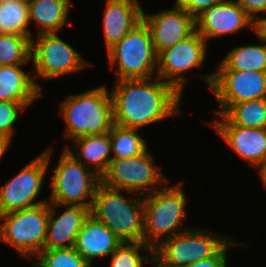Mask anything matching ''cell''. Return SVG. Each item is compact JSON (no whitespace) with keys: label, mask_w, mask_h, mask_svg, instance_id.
<instances>
[{"label":"cell","mask_w":266,"mask_h":267,"mask_svg":"<svg viewBox=\"0 0 266 267\" xmlns=\"http://www.w3.org/2000/svg\"><path fill=\"white\" fill-rule=\"evenodd\" d=\"M256 30L266 40V16L261 17V20L257 23Z\"/></svg>","instance_id":"obj_35"},{"label":"cell","mask_w":266,"mask_h":267,"mask_svg":"<svg viewBox=\"0 0 266 267\" xmlns=\"http://www.w3.org/2000/svg\"><path fill=\"white\" fill-rule=\"evenodd\" d=\"M21 65L0 66V101H14L26 108L41 96V87Z\"/></svg>","instance_id":"obj_20"},{"label":"cell","mask_w":266,"mask_h":267,"mask_svg":"<svg viewBox=\"0 0 266 267\" xmlns=\"http://www.w3.org/2000/svg\"><path fill=\"white\" fill-rule=\"evenodd\" d=\"M105 6L103 34L108 50L142 20L143 9L138 0H107Z\"/></svg>","instance_id":"obj_18"},{"label":"cell","mask_w":266,"mask_h":267,"mask_svg":"<svg viewBox=\"0 0 266 267\" xmlns=\"http://www.w3.org/2000/svg\"><path fill=\"white\" fill-rule=\"evenodd\" d=\"M107 55L111 69L117 65L116 80L156 76L157 54L150 30L143 20L109 48Z\"/></svg>","instance_id":"obj_5"},{"label":"cell","mask_w":266,"mask_h":267,"mask_svg":"<svg viewBox=\"0 0 266 267\" xmlns=\"http://www.w3.org/2000/svg\"><path fill=\"white\" fill-rule=\"evenodd\" d=\"M111 255L109 267H143V260L154 258V249L144 242H123Z\"/></svg>","instance_id":"obj_28"},{"label":"cell","mask_w":266,"mask_h":267,"mask_svg":"<svg viewBox=\"0 0 266 267\" xmlns=\"http://www.w3.org/2000/svg\"><path fill=\"white\" fill-rule=\"evenodd\" d=\"M37 256L34 267H92L74 247L44 249Z\"/></svg>","instance_id":"obj_29"},{"label":"cell","mask_w":266,"mask_h":267,"mask_svg":"<svg viewBox=\"0 0 266 267\" xmlns=\"http://www.w3.org/2000/svg\"><path fill=\"white\" fill-rule=\"evenodd\" d=\"M227 237L206 228H188L164 240L154 249V257L166 267H188L216 256L232 240Z\"/></svg>","instance_id":"obj_8"},{"label":"cell","mask_w":266,"mask_h":267,"mask_svg":"<svg viewBox=\"0 0 266 267\" xmlns=\"http://www.w3.org/2000/svg\"><path fill=\"white\" fill-rule=\"evenodd\" d=\"M123 242L90 215L79 231L74 248L92 266L96 258L111 255Z\"/></svg>","instance_id":"obj_19"},{"label":"cell","mask_w":266,"mask_h":267,"mask_svg":"<svg viewBox=\"0 0 266 267\" xmlns=\"http://www.w3.org/2000/svg\"><path fill=\"white\" fill-rule=\"evenodd\" d=\"M182 187V182L165 185L144 196V243L153 249L190 228L181 226L187 216Z\"/></svg>","instance_id":"obj_4"},{"label":"cell","mask_w":266,"mask_h":267,"mask_svg":"<svg viewBox=\"0 0 266 267\" xmlns=\"http://www.w3.org/2000/svg\"><path fill=\"white\" fill-rule=\"evenodd\" d=\"M99 184L90 215L105 224L122 242H144V196Z\"/></svg>","instance_id":"obj_2"},{"label":"cell","mask_w":266,"mask_h":267,"mask_svg":"<svg viewBox=\"0 0 266 267\" xmlns=\"http://www.w3.org/2000/svg\"><path fill=\"white\" fill-rule=\"evenodd\" d=\"M242 246L244 247L243 243L233 242L232 240L214 257L207 258L201 261H197L188 267H228L227 266V251L232 248L233 246Z\"/></svg>","instance_id":"obj_32"},{"label":"cell","mask_w":266,"mask_h":267,"mask_svg":"<svg viewBox=\"0 0 266 267\" xmlns=\"http://www.w3.org/2000/svg\"><path fill=\"white\" fill-rule=\"evenodd\" d=\"M257 170H259V175L261 177L264 188L266 189V162Z\"/></svg>","instance_id":"obj_36"},{"label":"cell","mask_w":266,"mask_h":267,"mask_svg":"<svg viewBox=\"0 0 266 267\" xmlns=\"http://www.w3.org/2000/svg\"><path fill=\"white\" fill-rule=\"evenodd\" d=\"M57 34L43 33L36 35V40L31 39V62L36 77L55 79L92 65Z\"/></svg>","instance_id":"obj_10"},{"label":"cell","mask_w":266,"mask_h":267,"mask_svg":"<svg viewBox=\"0 0 266 267\" xmlns=\"http://www.w3.org/2000/svg\"><path fill=\"white\" fill-rule=\"evenodd\" d=\"M26 107L14 101H0V136L11 142L14 134V123L19 119V111H24Z\"/></svg>","instance_id":"obj_30"},{"label":"cell","mask_w":266,"mask_h":267,"mask_svg":"<svg viewBox=\"0 0 266 267\" xmlns=\"http://www.w3.org/2000/svg\"><path fill=\"white\" fill-rule=\"evenodd\" d=\"M223 115L235 126L266 128V98L233 104Z\"/></svg>","instance_id":"obj_25"},{"label":"cell","mask_w":266,"mask_h":267,"mask_svg":"<svg viewBox=\"0 0 266 267\" xmlns=\"http://www.w3.org/2000/svg\"><path fill=\"white\" fill-rule=\"evenodd\" d=\"M72 141L77 145L74 144L75 152L69 146H65L69 153L101 177L113 159L110 155L112 153L110 131L102 135L82 136Z\"/></svg>","instance_id":"obj_21"},{"label":"cell","mask_w":266,"mask_h":267,"mask_svg":"<svg viewBox=\"0 0 266 267\" xmlns=\"http://www.w3.org/2000/svg\"><path fill=\"white\" fill-rule=\"evenodd\" d=\"M55 207L54 203H49L45 249L74 247L79 231L83 227L86 219L90 216L91 208L67 205L63 206L67 209L56 216Z\"/></svg>","instance_id":"obj_17"},{"label":"cell","mask_w":266,"mask_h":267,"mask_svg":"<svg viewBox=\"0 0 266 267\" xmlns=\"http://www.w3.org/2000/svg\"><path fill=\"white\" fill-rule=\"evenodd\" d=\"M11 142L3 136H0V160L9 149Z\"/></svg>","instance_id":"obj_34"},{"label":"cell","mask_w":266,"mask_h":267,"mask_svg":"<svg viewBox=\"0 0 266 267\" xmlns=\"http://www.w3.org/2000/svg\"><path fill=\"white\" fill-rule=\"evenodd\" d=\"M209 123L217 134L247 165L257 169L266 162V128H245L233 125L223 114ZM221 117V118H220Z\"/></svg>","instance_id":"obj_15"},{"label":"cell","mask_w":266,"mask_h":267,"mask_svg":"<svg viewBox=\"0 0 266 267\" xmlns=\"http://www.w3.org/2000/svg\"><path fill=\"white\" fill-rule=\"evenodd\" d=\"M237 2L256 25L261 20L260 13H266V0H237Z\"/></svg>","instance_id":"obj_33"},{"label":"cell","mask_w":266,"mask_h":267,"mask_svg":"<svg viewBox=\"0 0 266 267\" xmlns=\"http://www.w3.org/2000/svg\"><path fill=\"white\" fill-rule=\"evenodd\" d=\"M206 40L195 31L188 38L168 47L157 55L158 76L170 84L181 96L187 77H184L191 68H197L206 60Z\"/></svg>","instance_id":"obj_13"},{"label":"cell","mask_w":266,"mask_h":267,"mask_svg":"<svg viewBox=\"0 0 266 267\" xmlns=\"http://www.w3.org/2000/svg\"><path fill=\"white\" fill-rule=\"evenodd\" d=\"M154 162L147 149L137 156L112 159L101 175L100 183L130 194L136 193L142 196L151 194L168 181ZM148 189L150 192H147Z\"/></svg>","instance_id":"obj_9"},{"label":"cell","mask_w":266,"mask_h":267,"mask_svg":"<svg viewBox=\"0 0 266 267\" xmlns=\"http://www.w3.org/2000/svg\"><path fill=\"white\" fill-rule=\"evenodd\" d=\"M49 202L0 215V241L30 259L45 249Z\"/></svg>","instance_id":"obj_7"},{"label":"cell","mask_w":266,"mask_h":267,"mask_svg":"<svg viewBox=\"0 0 266 267\" xmlns=\"http://www.w3.org/2000/svg\"><path fill=\"white\" fill-rule=\"evenodd\" d=\"M152 78L115 82L110 93L114 124L139 130L181 113V95L158 76Z\"/></svg>","instance_id":"obj_1"},{"label":"cell","mask_w":266,"mask_h":267,"mask_svg":"<svg viewBox=\"0 0 266 267\" xmlns=\"http://www.w3.org/2000/svg\"><path fill=\"white\" fill-rule=\"evenodd\" d=\"M52 152V149L47 148L1 186L0 215L31 208L49 201L36 202L35 199L39 196L43 186Z\"/></svg>","instance_id":"obj_12"},{"label":"cell","mask_w":266,"mask_h":267,"mask_svg":"<svg viewBox=\"0 0 266 267\" xmlns=\"http://www.w3.org/2000/svg\"><path fill=\"white\" fill-rule=\"evenodd\" d=\"M29 22L35 21L38 34L58 33L68 21L71 0H27Z\"/></svg>","instance_id":"obj_22"},{"label":"cell","mask_w":266,"mask_h":267,"mask_svg":"<svg viewBox=\"0 0 266 267\" xmlns=\"http://www.w3.org/2000/svg\"><path fill=\"white\" fill-rule=\"evenodd\" d=\"M262 45H244L233 48L218 65V70L266 71V40L255 30Z\"/></svg>","instance_id":"obj_23"},{"label":"cell","mask_w":266,"mask_h":267,"mask_svg":"<svg viewBox=\"0 0 266 267\" xmlns=\"http://www.w3.org/2000/svg\"><path fill=\"white\" fill-rule=\"evenodd\" d=\"M31 61V39L25 35L0 34V66Z\"/></svg>","instance_id":"obj_27"},{"label":"cell","mask_w":266,"mask_h":267,"mask_svg":"<svg viewBox=\"0 0 266 267\" xmlns=\"http://www.w3.org/2000/svg\"><path fill=\"white\" fill-rule=\"evenodd\" d=\"M59 112L66 122L64 135L69 140L108 133L114 124L111 95L106 86L66 97Z\"/></svg>","instance_id":"obj_3"},{"label":"cell","mask_w":266,"mask_h":267,"mask_svg":"<svg viewBox=\"0 0 266 267\" xmlns=\"http://www.w3.org/2000/svg\"><path fill=\"white\" fill-rule=\"evenodd\" d=\"M196 31L206 40L236 33L249 27L253 32L256 24L239 6L237 0H222L204 10L195 18Z\"/></svg>","instance_id":"obj_16"},{"label":"cell","mask_w":266,"mask_h":267,"mask_svg":"<svg viewBox=\"0 0 266 267\" xmlns=\"http://www.w3.org/2000/svg\"><path fill=\"white\" fill-rule=\"evenodd\" d=\"M100 177L64 148L51 177V198L55 206L91 208ZM89 199V200H88Z\"/></svg>","instance_id":"obj_6"},{"label":"cell","mask_w":266,"mask_h":267,"mask_svg":"<svg viewBox=\"0 0 266 267\" xmlns=\"http://www.w3.org/2000/svg\"><path fill=\"white\" fill-rule=\"evenodd\" d=\"M212 90L224 114L233 104L266 98V71L217 70L200 76Z\"/></svg>","instance_id":"obj_11"},{"label":"cell","mask_w":266,"mask_h":267,"mask_svg":"<svg viewBox=\"0 0 266 267\" xmlns=\"http://www.w3.org/2000/svg\"><path fill=\"white\" fill-rule=\"evenodd\" d=\"M137 131L138 129L112 125L110 139L113 159L137 156L147 149L146 140Z\"/></svg>","instance_id":"obj_26"},{"label":"cell","mask_w":266,"mask_h":267,"mask_svg":"<svg viewBox=\"0 0 266 267\" xmlns=\"http://www.w3.org/2000/svg\"><path fill=\"white\" fill-rule=\"evenodd\" d=\"M150 263L155 264V267H166L156 257H154Z\"/></svg>","instance_id":"obj_37"},{"label":"cell","mask_w":266,"mask_h":267,"mask_svg":"<svg viewBox=\"0 0 266 267\" xmlns=\"http://www.w3.org/2000/svg\"><path fill=\"white\" fill-rule=\"evenodd\" d=\"M222 0H175V8L185 10L196 18L204 10L211 8L213 5L218 4Z\"/></svg>","instance_id":"obj_31"},{"label":"cell","mask_w":266,"mask_h":267,"mask_svg":"<svg viewBox=\"0 0 266 267\" xmlns=\"http://www.w3.org/2000/svg\"><path fill=\"white\" fill-rule=\"evenodd\" d=\"M142 20L150 30L157 55L196 31L195 18L180 8L173 7L153 14L142 11Z\"/></svg>","instance_id":"obj_14"},{"label":"cell","mask_w":266,"mask_h":267,"mask_svg":"<svg viewBox=\"0 0 266 267\" xmlns=\"http://www.w3.org/2000/svg\"><path fill=\"white\" fill-rule=\"evenodd\" d=\"M27 0L0 1V34L25 35L32 39Z\"/></svg>","instance_id":"obj_24"}]
</instances>
